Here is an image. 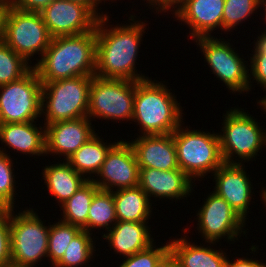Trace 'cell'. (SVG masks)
Masks as SVG:
<instances>
[{
	"label": "cell",
	"mask_w": 266,
	"mask_h": 267,
	"mask_svg": "<svg viewBox=\"0 0 266 267\" xmlns=\"http://www.w3.org/2000/svg\"><path fill=\"white\" fill-rule=\"evenodd\" d=\"M245 168V164L223 163L211 176L215 183L213 192L223 198L247 221L250 203L253 202L251 199H254L252 197L256 188Z\"/></svg>",
	"instance_id": "16"
},
{
	"label": "cell",
	"mask_w": 266,
	"mask_h": 267,
	"mask_svg": "<svg viewBox=\"0 0 266 267\" xmlns=\"http://www.w3.org/2000/svg\"><path fill=\"white\" fill-rule=\"evenodd\" d=\"M260 7H262L263 10H264V13H263L264 14L263 15L264 19H262V20H265L264 23H263V25H264V24H266V0H261ZM262 31H266V28L264 27V30H262Z\"/></svg>",
	"instance_id": "45"
},
{
	"label": "cell",
	"mask_w": 266,
	"mask_h": 267,
	"mask_svg": "<svg viewBox=\"0 0 266 267\" xmlns=\"http://www.w3.org/2000/svg\"><path fill=\"white\" fill-rule=\"evenodd\" d=\"M99 190L92 180H87L82 187L63 205L60 220L86 230L87 217L91 201Z\"/></svg>",
	"instance_id": "26"
},
{
	"label": "cell",
	"mask_w": 266,
	"mask_h": 267,
	"mask_svg": "<svg viewBox=\"0 0 266 267\" xmlns=\"http://www.w3.org/2000/svg\"><path fill=\"white\" fill-rule=\"evenodd\" d=\"M129 14L130 23L109 25L110 16L99 18L96 24L95 76L105 79L140 81L149 78L136 65L146 20ZM137 19V20H136ZM109 23V24H108ZM147 25V26H146ZM113 26V27H112ZM138 63V64H137Z\"/></svg>",
	"instance_id": "1"
},
{
	"label": "cell",
	"mask_w": 266,
	"mask_h": 267,
	"mask_svg": "<svg viewBox=\"0 0 266 267\" xmlns=\"http://www.w3.org/2000/svg\"><path fill=\"white\" fill-rule=\"evenodd\" d=\"M116 222V208L113 193L111 191L99 189L95 193L90 204L86 231L95 233V230H103L105 231H102L101 235H103L109 231Z\"/></svg>",
	"instance_id": "27"
},
{
	"label": "cell",
	"mask_w": 266,
	"mask_h": 267,
	"mask_svg": "<svg viewBox=\"0 0 266 267\" xmlns=\"http://www.w3.org/2000/svg\"><path fill=\"white\" fill-rule=\"evenodd\" d=\"M136 155L139 168H153L161 171L180 169L172 133L138 135L129 140Z\"/></svg>",
	"instance_id": "19"
},
{
	"label": "cell",
	"mask_w": 266,
	"mask_h": 267,
	"mask_svg": "<svg viewBox=\"0 0 266 267\" xmlns=\"http://www.w3.org/2000/svg\"><path fill=\"white\" fill-rule=\"evenodd\" d=\"M40 14L52 38L91 32L98 21L86 6L69 0H53Z\"/></svg>",
	"instance_id": "15"
},
{
	"label": "cell",
	"mask_w": 266,
	"mask_h": 267,
	"mask_svg": "<svg viewBox=\"0 0 266 267\" xmlns=\"http://www.w3.org/2000/svg\"><path fill=\"white\" fill-rule=\"evenodd\" d=\"M36 122L38 121L0 124V142L5 144L4 148L0 147V151L6 155L14 150L18 154L28 155L31 158L45 157V125L39 124L40 126L37 127ZM6 147L12 150L8 152Z\"/></svg>",
	"instance_id": "20"
},
{
	"label": "cell",
	"mask_w": 266,
	"mask_h": 267,
	"mask_svg": "<svg viewBox=\"0 0 266 267\" xmlns=\"http://www.w3.org/2000/svg\"><path fill=\"white\" fill-rule=\"evenodd\" d=\"M95 236L93 233L81 230L70 241L69 246L66 247L64 256L54 267H91V264L89 265L88 263L94 260L93 258L96 256V239H100L97 238L99 236Z\"/></svg>",
	"instance_id": "28"
},
{
	"label": "cell",
	"mask_w": 266,
	"mask_h": 267,
	"mask_svg": "<svg viewBox=\"0 0 266 267\" xmlns=\"http://www.w3.org/2000/svg\"><path fill=\"white\" fill-rule=\"evenodd\" d=\"M261 191V192H260ZM261 196L260 200L263 201L262 203L264 204L263 206L266 207V187H262L261 190H259ZM266 209V208H265Z\"/></svg>",
	"instance_id": "44"
},
{
	"label": "cell",
	"mask_w": 266,
	"mask_h": 267,
	"mask_svg": "<svg viewBox=\"0 0 266 267\" xmlns=\"http://www.w3.org/2000/svg\"><path fill=\"white\" fill-rule=\"evenodd\" d=\"M257 104L259 108H261V111L263 109L264 114H266V95H264L263 97L260 96V100L257 101Z\"/></svg>",
	"instance_id": "43"
},
{
	"label": "cell",
	"mask_w": 266,
	"mask_h": 267,
	"mask_svg": "<svg viewBox=\"0 0 266 267\" xmlns=\"http://www.w3.org/2000/svg\"><path fill=\"white\" fill-rule=\"evenodd\" d=\"M13 159V156L6 155L0 151V197L12 208H15L17 200L16 195H18L16 189L19 186H16L18 181L15 180L16 173L13 168L15 167V165H13L15 164L13 163Z\"/></svg>",
	"instance_id": "33"
},
{
	"label": "cell",
	"mask_w": 266,
	"mask_h": 267,
	"mask_svg": "<svg viewBox=\"0 0 266 267\" xmlns=\"http://www.w3.org/2000/svg\"><path fill=\"white\" fill-rule=\"evenodd\" d=\"M51 39L52 36L40 13L10 8L6 19L3 41L30 65L33 66L32 61L35 59H32V57L34 58V55L41 56L39 59L36 58V62L42 58Z\"/></svg>",
	"instance_id": "11"
},
{
	"label": "cell",
	"mask_w": 266,
	"mask_h": 267,
	"mask_svg": "<svg viewBox=\"0 0 266 267\" xmlns=\"http://www.w3.org/2000/svg\"><path fill=\"white\" fill-rule=\"evenodd\" d=\"M117 221L148 223L153 206L147 194L139 187L113 191Z\"/></svg>",
	"instance_id": "24"
},
{
	"label": "cell",
	"mask_w": 266,
	"mask_h": 267,
	"mask_svg": "<svg viewBox=\"0 0 266 267\" xmlns=\"http://www.w3.org/2000/svg\"><path fill=\"white\" fill-rule=\"evenodd\" d=\"M183 124L172 133L178 166L193 182L202 181L224 163L219 136L214 130H191Z\"/></svg>",
	"instance_id": "5"
},
{
	"label": "cell",
	"mask_w": 266,
	"mask_h": 267,
	"mask_svg": "<svg viewBox=\"0 0 266 267\" xmlns=\"http://www.w3.org/2000/svg\"><path fill=\"white\" fill-rule=\"evenodd\" d=\"M42 82L34 68L21 79L0 86V124L38 121Z\"/></svg>",
	"instance_id": "10"
},
{
	"label": "cell",
	"mask_w": 266,
	"mask_h": 267,
	"mask_svg": "<svg viewBox=\"0 0 266 267\" xmlns=\"http://www.w3.org/2000/svg\"><path fill=\"white\" fill-rule=\"evenodd\" d=\"M111 142H104V138L96 133L66 161L83 177L93 180L100 171L108 151L116 143V139Z\"/></svg>",
	"instance_id": "25"
},
{
	"label": "cell",
	"mask_w": 266,
	"mask_h": 267,
	"mask_svg": "<svg viewBox=\"0 0 266 267\" xmlns=\"http://www.w3.org/2000/svg\"><path fill=\"white\" fill-rule=\"evenodd\" d=\"M261 0H225L223 17H222V32H233L241 23H246L248 17L251 18L257 14ZM256 12V13H255ZM245 21V22H243ZM233 30V31H232Z\"/></svg>",
	"instance_id": "30"
},
{
	"label": "cell",
	"mask_w": 266,
	"mask_h": 267,
	"mask_svg": "<svg viewBox=\"0 0 266 267\" xmlns=\"http://www.w3.org/2000/svg\"><path fill=\"white\" fill-rule=\"evenodd\" d=\"M69 1L80 3L86 6L98 19L108 14L107 12L104 13L103 11H101L102 10L101 7L100 9L98 8L99 5H101L99 4L98 0H69Z\"/></svg>",
	"instance_id": "40"
},
{
	"label": "cell",
	"mask_w": 266,
	"mask_h": 267,
	"mask_svg": "<svg viewBox=\"0 0 266 267\" xmlns=\"http://www.w3.org/2000/svg\"><path fill=\"white\" fill-rule=\"evenodd\" d=\"M95 130L88 117L45 125L46 156L50 154L56 156L54 160L58 157L67 160L96 134Z\"/></svg>",
	"instance_id": "17"
},
{
	"label": "cell",
	"mask_w": 266,
	"mask_h": 267,
	"mask_svg": "<svg viewBox=\"0 0 266 267\" xmlns=\"http://www.w3.org/2000/svg\"><path fill=\"white\" fill-rule=\"evenodd\" d=\"M188 230L189 227H183L184 236L172 240L169 238V253L177 262L178 267H226L228 252L226 253L225 249H213V246H217L216 242H205L203 245H196L186 235Z\"/></svg>",
	"instance_id": "21"
},
{
	"label": "cell",
	"mask_w": 266,
	"mask_h": 267,
	"mask_svg": "<svg viewBox=\"0 0 266 267\" xmlns=\"http://www.w3.org/2000/svg\"><path fill=\"white\" fill-rule=\"evenodd\" d=\"M45 165L41 175L48 194L55 198L59 207L71 198L88 180L76 172L66 160Z\"/></svg>",
	"instance_id": "23"
},
{
	"label": "cell",
	"mask_w": 266,
	"mask_h": 267,
	"mask_svg": "<svg viewBox=\"0 0 266 267\" xmlns=\"http://www.w3.org/2000/svg\"><path fill=\"white\" fill-rule=\"evenodd\" d=\"M261 32L257 35L256 39L253 41L254 45L252 48V54L248 55L249 60V80H250V91L253 88L252 83L255 81L260 87H262L263 92L266 91V31ZM250 57V59H249ZM252 80V81H251ZM266 93V92H265Z\"/></svg>",
	"instance_id": "32"
},
{
	"label": "cell",
	"mask_w": 266,
	"mask_h": 267,
	"mask_svg": "<svg viewBox=\"0 0 266 267\" xmlns=\"http://www.w3.org/2000/svg\"><path fill=\"white\" fill-rule=\"evenodd\" d=\"M236 107L223 113L218 136L224 163L243 164L255 160L258 152L266 149V129L248 110Z\"/></svg>",
	"instance_id": "4"
},
{
	"label": "cell",
	"mask_w": 266,
	"mask_h": 267,
	"mask_svg": "<svg viewBox=\"0 0 266 267\" xmlns=\"http://www.w3.org/2000/svg\"><path fill=\"white\" fill-rule=\"evenodd\" d=\"M124 140H117L110 148L100 171L92 180L101 190L113 192L139 185L136 155L129 141Z\"/></svg>",
	"instance_id": "13"
},
{
	"label": "cell",
	"mask_w": 266,
	"mask_h": 267,
	"mask_svg": "<svg viewBox=\"0 0 266 267\" xmlns=\"http://www.w3.org/2000/svg\"><path fill=\"white\" fill-rule=\"evenodd\" d=\"M194 184L196 183L180 169L161 171L153 168H139L138 186L147 194L152 203L157 198H159L158 201L169 199L178 202L185 197L187 200L195 191L193 188L196 185Z\"/></svg>",
	"instance_id": "18"
},
{
	"label": "cell",
	"mask_w": 266,
	"mask_h": 267,
	"mask_svg": "<svg viewBox=\"0 0 266 267\" xmlns=\"http://www.w3.org/2000/svg\"><path fill=\"white\" fill-rule=\"evenodd\" d=\"M144 4L148 9L151 11H155V14L161 13L160 15H164V13H167V11L177 2V0H143ZM146 1V3H145ZM153 9V10H152Z\"/></svg>",
	"instance_id": "38"
},
{
	"label": "cell",
	"mask_w": 266,
	"mask_h": 267,
	"mask_svg": "<svg viewBox=\"0 0 266 267\" xmlns=\"http://www.w3.org/2000/svg\"><path fill=\"white\" fill-rule=\"evenodd\" d=\"M102 1H103L104 5H105L106 1H109V2L111 1L113 3V1L116 2L117 0H98L99 4L102 3Z\"/></svg>",
	"instance_id": "46"
},
{
	"label": "cell",
	"mask_w": 266,
	"mask_h": 267,
	"mask_svg": "<svg viewBox=\"0 0 266 267\" xmlns=\"http://www.w3.org/2000/svg\"><path fill=\"white\" fill-rule=\"evenodd\" d=\"M165 84L150 77L135 81L132 121L139 125V135L173 133L184 122L181 103Z\"/></svg>",
	"instance_id": "3"
},
{
	"label": "cell",
	"mask_w": 266,
	"mask_h": 267,
	"mask_svg": "<svg viewBox=\"0 0 266 267\" xmlns=\"http://www.w3.org/2000/svg\"><path fill=\"white\" fill-rule=\"evenodd\" d=\"M156 267H178L177 262L175 259L171 256L170 253H168L159 263Z\"/></svg>",
	"instance_id": "41"
},
{
	"label": "cell",
	"mask_w": 266,
	"mask_h": 267,
	"mask_svg": "<svg viewBox=\"0 0 266 267\" xmlns=\"http://www.w3.org/2000/svg\"><path fill=\"white\" fill-rule=\"evenodd\" d=\"M11 210L12 207L0 197V220L6 218Z\"/></svg>",
	"instance_id": "42"
},
{
	"label": "cell",
	"mask_w": 266,
	"mask_h": 267,
	"mask_svg": "<svg viewBox=\"0 0 266 267\" xmlns=\"http://www.w3.org/2000/svg\"><path fill=\"white\" fill-rule=\"evenodd\" d=\"M135 81L92 77L87 117L92 121H132ZM122 120V121H121ZM127 121V122H126Z\"/></svg>",
	"instance_id": "9"
},
{
	"label": "cell",
	"mask_w": 266,
	"mask_h": 267,
	"mask_svg": "<svg viewBox=\"0 0 266 267\" xmlns=\"http://www.w3.org/2000/svg\"><path fill=\"white\" fill-rule=\"evenodd\" d=\"M10 8V1L0 0V42L4 40L6 19Z\"/></svg>",
	"instance_id": "39"
},
{
	"label": "cell",
	"mask_w": 266,
	"mask_h": 267,
	"mask_svg": "<svg viewBox=\"0 0 266 267\" xmlns=\"http://www.w3.org/2000/svg\"><path fill=\"white\" fill-rule=\"evenodd\" d=\"M53 0H12L11 7L25 12L40 13Z\"/></svg>",
	"instance_id": "36"
},
{
	"label": "cell",
	"mask_w": 266,
	"mask_h": 267,
	"mask_svg": "<svg viewBox=\"0 0 266 267\" xmlns=\"http://www.w3.org/2000/svg\"><path fill=\"white\" fill-rule=\"evenodd\" d=\"M93 76H76L42 82L41 116L44 118L42 124L87 117Z\"/></svg>",
	"instance_id": "7"
},
{
	"label": "cell",
	"mask_w": 266,
	"mask_h": 267,
	"mask_svg": "<svg viewBox=\"0 0 266 267\" xmlns=\"http://www.w3.org/2000/svg\"><path fill=\"white\" fill-rule=\"evenodd\" d=\"M80 227L66 223L58 219V222L50 224L48 240V264L54 267L64 256L66 247L70 241L81 231Z\"/></svg>",
	"instance_id": "29"
},
{
	"label": "cell",
	"mask_w": 266,
	"mask_h": 267,
	"mask_svg": "<svg viewBox=\"0 0 266 267\" xmlns=\"http://www.w3.org/2000/svg\"><path fill=\"white\" fill-rule=\"evenodd\" d=\"M225 0H177L168 10L180 24L189 28L193 41L198 37H211L217 29L222 30ZM212 33V34H211Z\"/></svg>",
	"instance_id": "14"
},
{
	"label": "cell",
	"mask_w": 266,
	"mask_h": 267,
	"mask_svg": "<svg viewBox=\"0 0 266 267\" xmlns=\"http://www.w3.org/2000/svg\"><path fill=\"white\" fill-rule=\"evenodd\" d=\"M228 40V41H227ZM215 37H198L196 42L204 61L214 76L224 83L228 92L249 94V63L245 57L233 48L231 40ZM240 54V55H239ZM242 56V58H241ZM247 64V65H246ZM231 90V91H230Z\"/></svg>",
	"instance_id": "8"
},
{
	"label": "cell",
	"mask_w": 266,
	"mask_h": 267,
	"mask_svg": "<svg viewBox=\"0 0 266 267\" xmlns=\"http://www.w3.org/2000/svg\"><path fill=\"white\" fill-rule=\"evenodd\" d=\"M95 57L96 27L80 35L52 38L42 58L33 62V68L41 82L95 75Z\"/></svg>",
	"instance_id": "2"
},
{
	"label": "cell",
	"mask_w": 266,
	"mask_h": 267,
	"mask_svg": "<svg viewBox=\"0 0 266 267\" xmlns=\"http://www.w3.org/2000/svg\"><path fill=\"white\" fill-rule=\"evenodd\" d=\"M203 203L196 210L197 217L194 218L198 220L197 231L203 241L218 243L225 238L229 244H234L242 235L247 238L249 231L245 229L246 221L213 190Z\"/></svg>",
	"instance_id": "12"
},
{
	"label": "cell",
	"mask_w": 266,
	"mask_h": 267,
	"mask_svg": "<svg viewBox=\"0 0 266 267\" xmlns=\"http://www.w3.org/2000/svg\"><path fill=\"white\" fill-rule=\"evenodd\" d=\"M168 253L169 241L159 247L153 243L147 249L122 259L118 267H156Z\"/></svg>",
	"instance_id": "34"
},
{
	"label": "cell",
	"mask_w": 266,
	"mask_h": 267,
	"mask_svg": "<svg viewBox=\"0 0 266 267\" xmlns=\"http://www.w3.org/2000/svg\"><path fill=\"white\" fill-rule=\"evenodd\" d=\"M33 68L4 41L0 42V86L17 81Z\"/></svg>",
	"instance_id": "31"
},
{
	"label": "cell",
	"mask_w": 266,
	"mask_h": 267,
	"mask_svg": "<svg viewBox=\"0 0 266 267\" xmlns=\"http://www.w3.org/2000/svg\"><path fill=\"white\" fill-rule=\"evenodd\" d=\"M148 224L117 221L109 231L102 235V238L108 242L109 248L111 247L110 251L112 249L115 254H119L120 258L121 256L125 258L156 243L150 230L151 225Z\"/></svg>",
	"instance_id": "22"
},
{
	"label": "cell",
	"mask_w": 266,
	"mask_h": 267,
	"mask_svg": "<svg viewBox=\"0 0 266 267\" xmlns=\"http://www.w3.org/2000/svg\"><path fill=\"white\" fill-rule=\"evenodd\" d=\"M242 256L243 257H240V258L236 256V259H234L233 257L232 259L233 261H232L229 259V255H228L226 267H266V261L264 263L263 260L259 261L256 257L253 259V255L252 257L250 256V258L248 256L246 257H244V255Z\"/></svg>",
	"instance_id": "37"
},
{
	"label": "cell",
	"mask_w": 266,
	"mask_h": 267,
	"mask_svg": "<svg viewBox=\"0 0 266 267\" xmlns=\"http://www.w3.org/2000/svg\"><path fill=\"white\" fill-rule=\"evenodd\" d=\"M0 267H11L10 213L0 220Z\"/></svg>",
	"instance_id": "35"
},
{
	"label": "cell",
	"mask_w": 266,
	"mask_h": 267,
	"mask_svg": "<svg viewBox=\"0 0 266 267\" xmlns=\"http://www.w3.org/2000/svg\"><path fill=\"white\" fill-rule=\"evenodd\" d=\"M15 209L10 211L11 267L39 266L48 260L50 223L47 226L31 207Z\"/></svg>",
	"instance_id": "6"
}]
</instances>
